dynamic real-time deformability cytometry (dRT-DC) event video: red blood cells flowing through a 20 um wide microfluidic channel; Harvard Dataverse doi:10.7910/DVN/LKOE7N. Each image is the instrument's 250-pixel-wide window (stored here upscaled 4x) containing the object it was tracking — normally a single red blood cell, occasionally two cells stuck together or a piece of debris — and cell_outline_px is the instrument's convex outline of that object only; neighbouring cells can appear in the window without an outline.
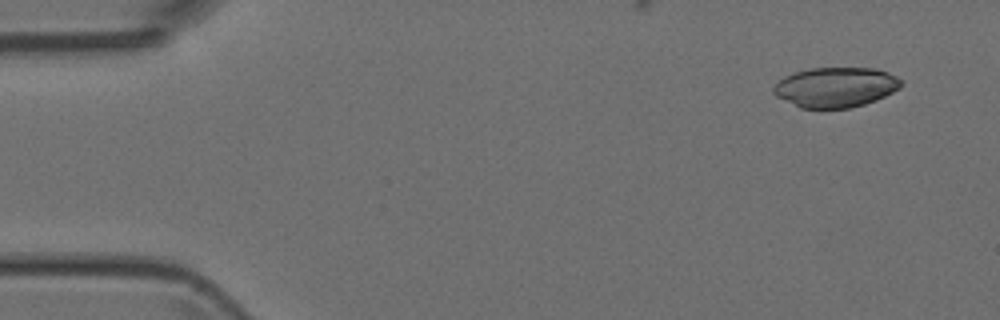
{"species": "Egyptian fruit bat (a non-hibernating species)", "species_latin": "Rousettus aegyptiacus", "temperature_condition": "room temperature", "stored_images_in_passage": 5, "segment_of_instrument_passage": [1, 2], "camera_frame_rate_fps": 3000, "um_per_image_px": 0.085, "animal": {"sex": "female"}, "frame": {"image": 1, "passage_image": 1, "time_ms": 0.0, "image_size_px": [1000, 320], "cell_outline_px": [[904, 84], [900, 88], [876, 100], [864, 104], [848, 108], [800, 108], [776, 96], [772, 92], [772, 88], [784, 76], [792, 72], [812, 68], [872, 68], [888, 72], [904, 80]], "centroid_in_image_um": [71.04, 7.41], "position_along_channel_um": 14.0, "area_um2": 29.88}}